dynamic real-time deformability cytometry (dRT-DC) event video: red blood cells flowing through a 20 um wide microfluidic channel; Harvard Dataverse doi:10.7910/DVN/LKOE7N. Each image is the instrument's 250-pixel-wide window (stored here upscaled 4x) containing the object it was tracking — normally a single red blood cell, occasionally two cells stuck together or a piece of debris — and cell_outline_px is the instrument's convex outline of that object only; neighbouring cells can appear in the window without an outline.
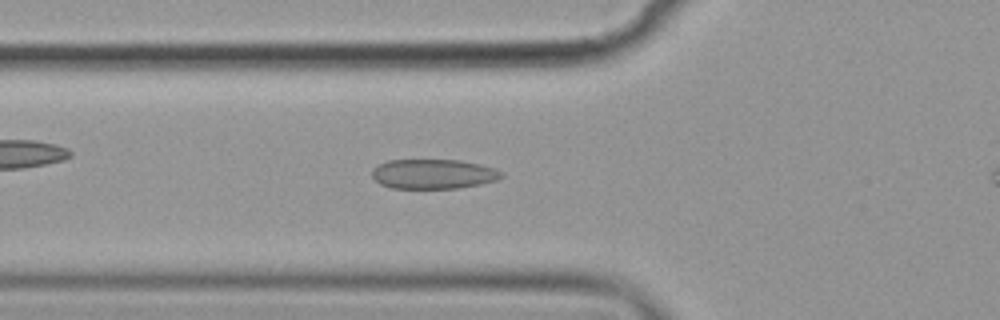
{"species": "common noctule bat (a hibernating species)", "species_latin": "Nyctalus noctula", "temperature_condition": "cold", "stored_images_in_passage": 41, "camera_frame_rate_fps": 3000, "um_per_image_px": 0.085, "animal": {"sex": "female", "body_mass_g": 19.9}, "frame": {"image": 1, "passage_image": 10, "time_ms": 3.0, "image_size_px": [1000, 320], "cell_outline_px": [[504, 176], [496, 180], [480, 184], [460, 188], [392, 188], [380, 184], [372, 176], [372, 172], [380, 164], [388, 160], [460, 160], [480, 164], [504, 172]], "centroid_in_image_um": [36.86, 14.79], "position_along_channel_um": 88.9, "area_um2": 22.25}}
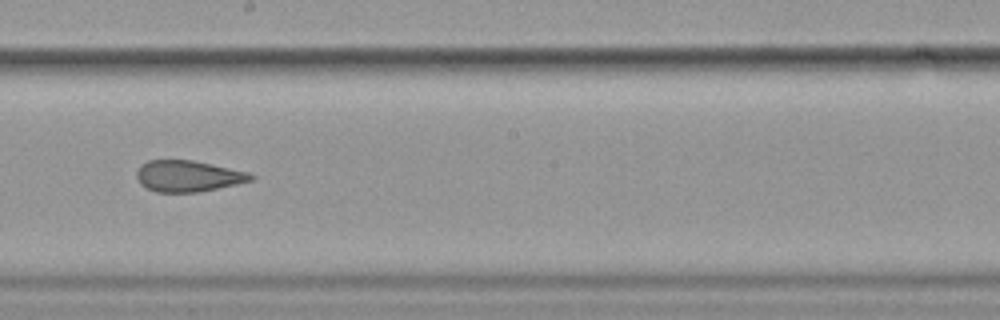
{"frame": {"image": 2, "passage_image": 22, "time_ms": 7.0, "image_size_px": [1000, 320], "cell_outline_px": [[256, 176], [252, 180], [236, 184], [200, 192], [156, 192], [140, 184], [136, 176], [136, 172], [148, 160], [192, 160], [212, 164], [248, 172]], "centroid_in_image_um": [16.0, 14.97], "position_along_channel_um": 232.2, "area_um2": 20.63}}
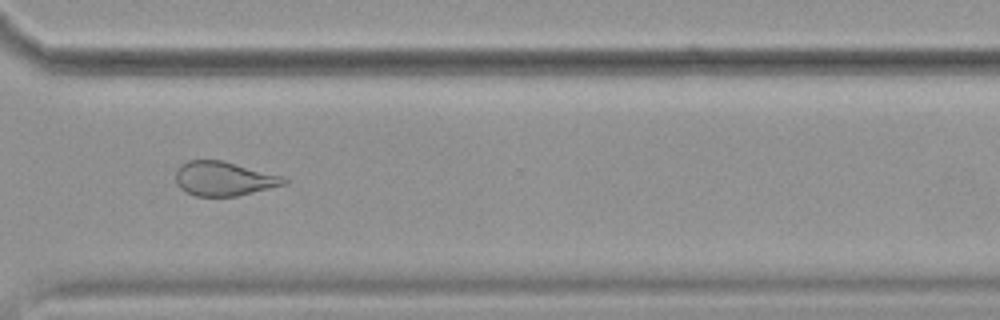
{"frame": {"image": 3, "passage_image": 32, "time_ms": 10.333, "image_size_px": [1000, 320], "cell_outline_px": [[288, 184], [236, 196], [196, 196], [180, 188], [176, 184], [176, 172], [180, 164], [188, 160], [220, 160], [280, 176], [288, 180]], "centroid_in_image_um": [18.99, 15.19], "position_along_channel_um": 351.6, "area_um2": 21.27}, "authors_computed_cell_mechanics": {"area_um2": 21.675, "velocity_mm_per_s": 3.572, "shape_relaxation_time_tau1_ms": null, "shape_relaxation_time_tau2_ms": 2.0831, "deformation_change_tau1": null, "deformation_change_tau2": 0.1021}}